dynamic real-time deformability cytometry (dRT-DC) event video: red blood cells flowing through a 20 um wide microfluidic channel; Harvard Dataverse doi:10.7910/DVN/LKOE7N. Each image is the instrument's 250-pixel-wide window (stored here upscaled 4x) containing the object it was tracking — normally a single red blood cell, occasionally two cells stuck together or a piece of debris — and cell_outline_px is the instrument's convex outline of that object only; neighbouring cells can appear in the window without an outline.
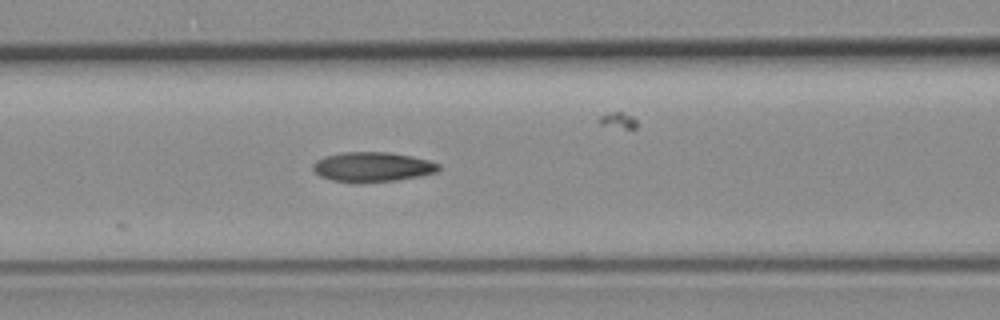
{"species": "common noctule bat (a hibernating species)", "species_latin": "Nyctalus noctula", "temperature_condition": "room temperature", "stored_images_in_passage": 20, "camera_frame_rate_fps": 3000, "um_per_image_px": 0.085, "animal": {"sex": "female", "body_mass_g": 19.3, "forearm_length_mm": 54.1}, "frame": {"image": 1, "passage_image": 4, "time_ms": 1.0, "image_size_px": [1000, 320], "cell_outline_px": [[440, 168], [436, 172], [420, 176], [396, 180], [356, 184], [332, 180], [320, 176], [312, 168], [312, 164], [316, 160], [324, 156], [344, 152], [388, 152], [412, 156], [428, 160], [440, 164]], "centroid_in_image_um": [31.63, 14.2], "position_along_channel_um": 135.0, "area_um2": 22.02}}
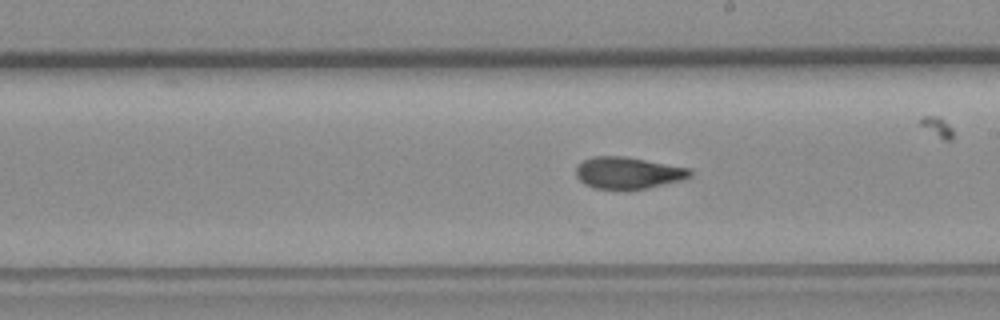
{"frame": {"image": 2, "passage_image": 12, "time_ms": 3.667, "image_size_px": [1000, 320], "cell_outline_px": [[692, 176], [680, 180], [648, 188], [624, 192], [596, 188], [584, 184], [576, 176], [576, 164], [592, 156], [624, 156], [688, 168], [692, 172]], "centroid_in_image_um": [53.33, 14.72], "position_along_channel_um": 235.7, "area_um2": 21.5}}
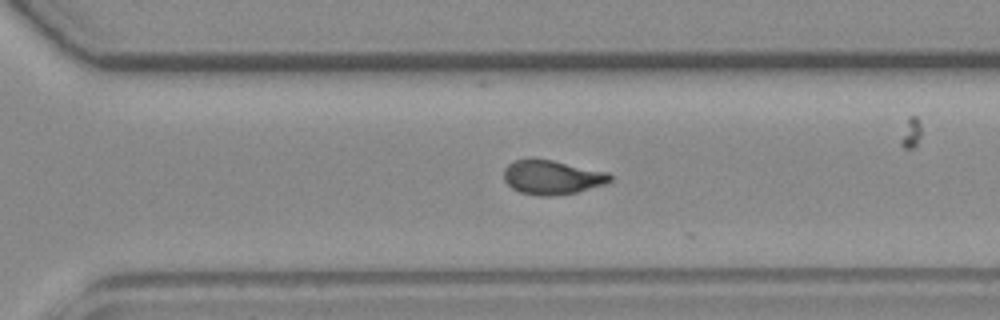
{"frame": {"image": 3, "passage_image": 19, "time_ms": 6.0, "image_size_px": [1000, 320], "cell_outline_px": [[612, 180], [608, 184], [576, 192], [552, 196], [540, 196], [520, 192], [512, 188], [504, 180], [504, 168], [508, 164], [516, 160], [552, 160], [608, 172], [612, 176]], "centroid_in_image_um": [46.96, 15.09], "position_along_channel_um": 323.6, "area_um2": 21.04}}